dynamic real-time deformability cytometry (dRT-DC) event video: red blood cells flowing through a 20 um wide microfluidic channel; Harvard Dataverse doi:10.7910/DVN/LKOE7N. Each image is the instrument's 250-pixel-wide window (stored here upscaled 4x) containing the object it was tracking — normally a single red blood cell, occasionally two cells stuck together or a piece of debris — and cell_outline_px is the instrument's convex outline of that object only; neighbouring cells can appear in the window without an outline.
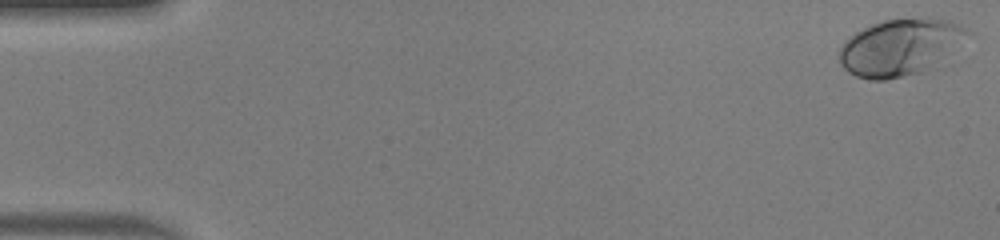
{"species": "human", "species_latin": "Homo sapiens", "temperature_condition": "warm", "stored_images_in_passage": 50, "camera_frame_rate_fps": 3000, "um_per_image_px": 0.085, "donor": {"sex": "male"}, "frame": {"image": 1, "passage_image": 1, "time_ms": 0.0, "image_size_px": [1000, 240], "cell_outline_px": [[972, 32], [928, 68], [920, 72], [904, 76], [884, 80], [868, 80], [856, 76], [848, 72], [840, 64], [840, 48], [856, 32], [872, 24], [884, 20], [952, 20], [960, 24]], "centroid_in_image_um": [76.44, 4.03], "position_along_channel_um": 8.6, "area_um2": 40.69}}
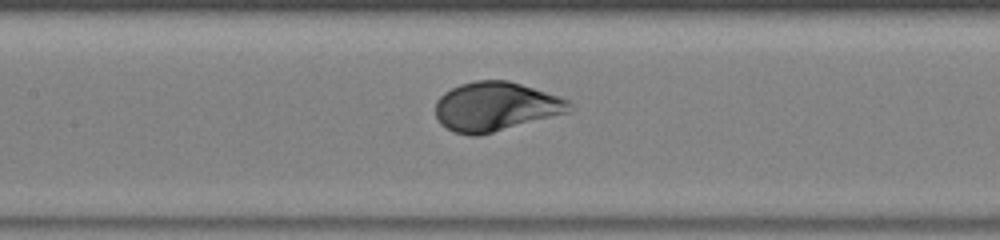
{"frame": {"image": 2, "passage_image": 24, "time_ms": 7.667, "image_size_px": [1000, 240], "cell_outline_px": [[576, 108], [568, 112], [480, 136], [472, 136], [452, 132], [440, 124], [436, 116], [436, 100], [444, 92], [460, 84], [476, 80], [508, 80], [568, 100]], "centroid_in_image_um": [42.09, 9.07], "position_along_channel_um": 165.3, "area_um2": 38.26}}
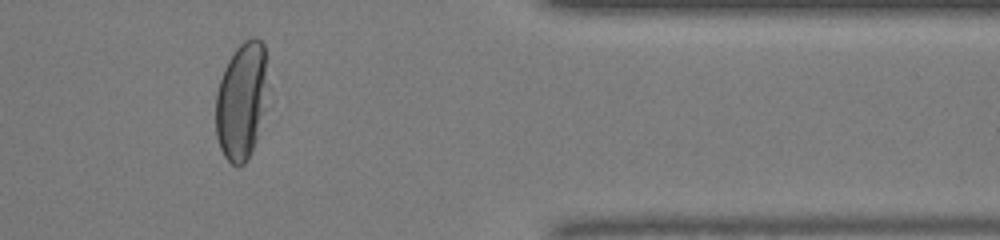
{"frame": {"image": 3, "passage_image": 42, "time_ms": 13.667, "image_size_px": [1000, 240], "cell_outline_px": [[272, 92], [256, 140], [244, 164], [232, 164], [224, 156], [220, 148], [216, 136], [216, 92], [224, 68], [228, 60], [236, 48], [244, 40], [252, 36], [256, 36], [264, 44]], "centroid_in_image_um": [20.61, 8.5], "position_along_channel_um": 390.8, "area_um2": 36.93}, "authors_computed_cell_mechanics": {"area_um2": 38.6682, "velocity_mm_per_s": 4.1087, "shape_relaxation_time_tau1_ms": 3.0912, "shape_relaxation_time_tau2_ms": null, "deformation_change_tau1": 0.2037, "deformation_change_tau2": null}}